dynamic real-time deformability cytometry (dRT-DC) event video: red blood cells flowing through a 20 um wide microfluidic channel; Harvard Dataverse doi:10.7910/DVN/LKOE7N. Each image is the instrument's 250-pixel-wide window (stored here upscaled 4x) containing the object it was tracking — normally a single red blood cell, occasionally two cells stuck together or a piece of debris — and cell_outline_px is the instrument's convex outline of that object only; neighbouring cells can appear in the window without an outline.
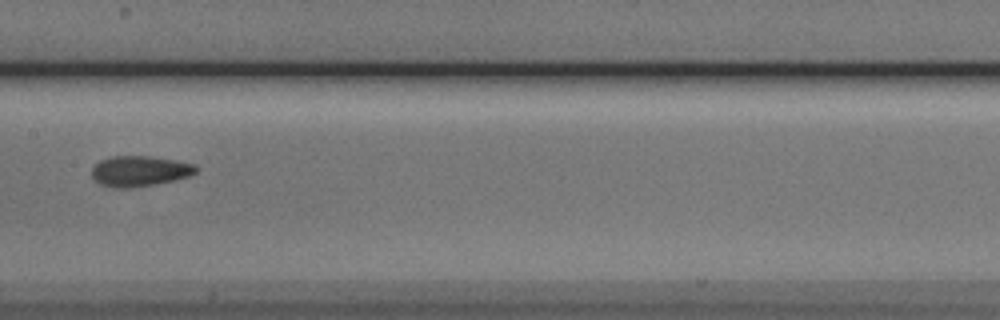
{"species": "Egyptian fruit bat (a non-hibernating species)", "species_latin": "Rousettus aegyptiacus", "temperature_condition": "cold", "stored_images_in_passage": 12, "camera_frame_rate_fps": 3000, "um_per_image_px": 0.085, "animal": {"sex": "male"}, "frame": {"image": 1, "passage_image": 9, "time_ms": 10.0, "image_size_px": [1000, 320], "cell_outline_px": [[196, 172], [188, 176], [176, 180], [156, 184], [132, 188], [112, 188], [100, 184], [92, 180], [92, 168], [100, 160], [112, 156], [148, 156], [176, 160], [196, 164]], "centroid_in_image_um": [11.84, 14.55], "position_along_channel_um": 195.6, "area_um2": 18.73}}
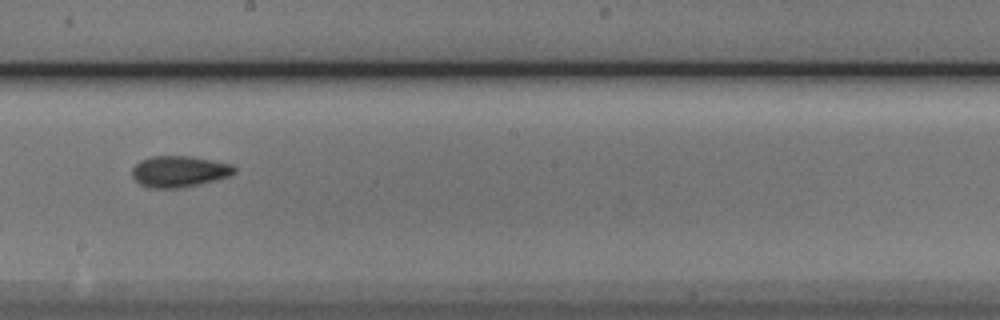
{"frame": {"image": 2, "passage_image": 10, "time_ms": 11.0, "image_size_px": [1000, 320], "cell_outline_px": [[236, 172], [232, 176], [200, 184], [180, 188], [148, 188], [140, 184], [132, 176], [132, 168], [140, 160], [152, 156], [188, 156], [232, 164], [236, 168]], "centroid_in_image_um": [15.24, 14.58], "position_along_channel_um": 233.0, "area_um2": 18.73}}